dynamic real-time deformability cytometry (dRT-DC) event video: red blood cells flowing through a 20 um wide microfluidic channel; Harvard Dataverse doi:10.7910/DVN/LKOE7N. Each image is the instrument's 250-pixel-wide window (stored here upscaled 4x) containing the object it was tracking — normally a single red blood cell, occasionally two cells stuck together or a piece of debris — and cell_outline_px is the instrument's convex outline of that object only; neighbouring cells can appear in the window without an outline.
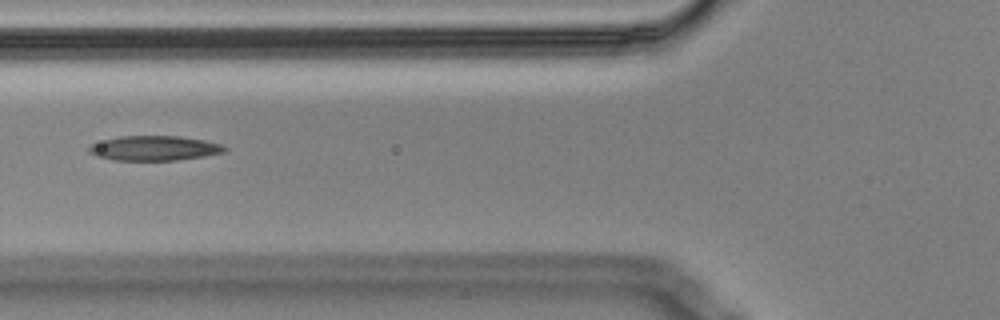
{"species": "Egyptian fruit bat (a non-hibernating species)", "species_latin": "Rousettus aegyptiacus", "temperature_condition": "cold", "stored_images_in_passage": 7, "camera_frame_rate_fps": 3000, "um_per_image_px": 0.085, "animal": {"sex": "male"}, "frame": {"image": 1, "passage_image": 2, "time_ms": 0.333, "image_size_px": [1000, 320], "cell_outline_px": [[228, 148], [224, 152], [204, 156], [176, 160], [112, 160], [96, 156], [88, 152], [88, 148], [92, 144], [104, 140], [120, 136], [180, 136], [204, 140], [224, 144]], "centroid_in_image_um": [13.14, 12.59], "position_along_channel_um": 112.7, "area_um2": 19.59}}
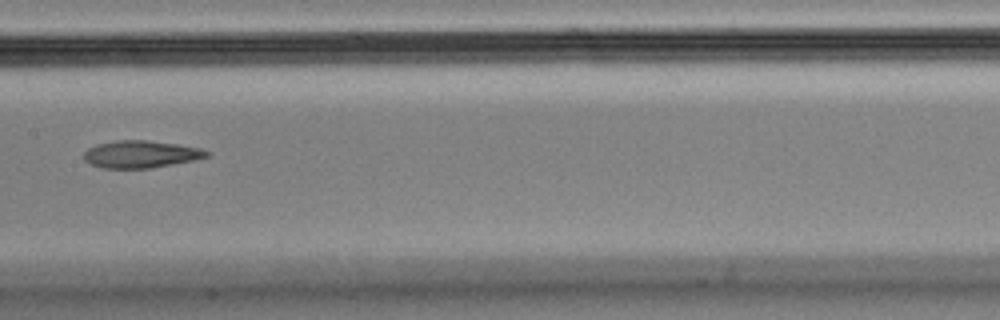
{"frame": {"image": 2, "passage_image": 4, "time_ms": 1.0, "image_size_px": [1000, 320], "cell_outline_px": [[212, 152], [208, 156], [196, 160], [148, 168], [100, 168], [88, 164], [84, 160], [84, 152], [88, 148], [96, 144], [116, 140], [148, 140], [176, 144], [200, 148]], "centroid_in_image_um": [11.95, 13.11], "position_along_channel_um": 195.5, "area_um2": 19.65}}
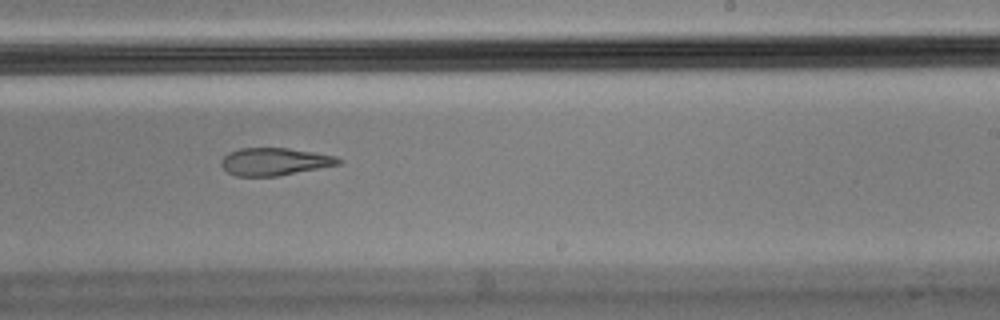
{"frame": {"image": 3, "passage_image": 6, "time_ms": 1.667, "image_size_px": [1000, 320], "cell_outline_px": [[344, 160], [340, 164], [276, 176], [236, 176], [228, 172], [220, 164], [220, 160], [228, 152], [240, 148], [288, 148], [336, 156]], "centroid_in_image_um": [23.32, 13.73], "position_along_channel_um": 265.7, "area_um2": 18.73}}